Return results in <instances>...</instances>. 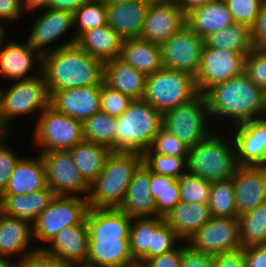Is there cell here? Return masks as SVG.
<instances>
[{
    "instance_id": "18",
    "label": "cell",
    "mask_w": 266,
    "mask_h": 267,
    "mask_svg": "<svg viewBox=\"0 0 266 267\" xmlns=\"http://www.w3.org/2000/svg\"><path fill=\"white\" fill-rule=\"evenodd\" d=\"M229 127L238 166H266V116Z\"/></svg>"
},
{
    "instance_id": "29",
    "label": "cell",
    "mask_w": 266,
    "mask_h": 267,
    "mask_svg": "<svg viewBox=\"0 0 266 267\" xmlns=\"http://www.w3.org/2000/svg\"><path fill=\"white\" fill-rule=\"evenodd\" d=\"M164 221L175 231L181 242H186L211 218L209 204L179 202L163 216Z\"/></svg>"
},
{
    "instance_id": "48",
    "label": "cell",
    "mask_w": 266,
    "mask_h": 267,
    "mask_svg": "<svg viewBox=\"0 0 266 267\" xmlns=\"http://www.w3.org/2000/svg\"><path fill=\"white\" fill-rule=\"evenodd\" d=\"M9 142L4 141L0 145V194L4 191L11 178V173L18 160L22 156L15 154L11 147H8Z\"/></svg>"
},
{
    "instance_id": "26",
    "label": "cell",
    "mask_w": 266,
    "mask_h": 267,
    "mask_svg": "<svg viewBox=\"0 0 266 267\" xmlns=\"http://www.w3.org/2000/svg\"><path fill=\"white\" fill-rule=\"evenodd\" d=\"M47 187L45 167L38 157H21L11 173L8 185L0 195H23Z\"/></svg>"
},
{
    "instance_id": "35",
    "label": "cell",
    "mask_w": 266,
    "mask_h": 267,
    "mask_svg": "<svg viewBox=\"0 0 266 267\" xmlns=\"http://www.w3.org/2000/svg\"><path fill=\"white\" fill-rule=\"evenodd\" d=\"M239 231L243 248L266 244V202L239 216Z\"/></svg>"
},
{
    "instance_id": "50",
    "label": "cell",
    "mask_w": 266,
    "mask_h": 267,
    "mask_svg": "<svg viewBox=\"0 0 266 267\" xmlns=\"http://www.w3.org/2000/svg\"><path fill=\"white\" fill-rule=\"evenodd\" d=\"M213 267H245V248L239 246L214 254Z\"/></svg>"
},
{
    "instance_id": "42",
    "label": "cell",
    "mask_w": 266,
    "mask_h": 267,
    "mask_svg": "<svg viewBox=\"0 0 266 267\" xmlns=\"http://www.w3.org/2000/svg\"><path fill=\"white\" fill-rule=\"evenodd\" d=\"M188 157L143 155V163L152 173L178 179L187 172Z\"/></svg>"
},
{
    "instance_id": "22",
    "label": "cell",
    "mask_w": 266,
    "mask_h": 267,
    "mask_svg": "<svg viewBox=\"0 0 266 267\" xmlns=\"http://www.w3.org/2000/svg\"><path fill=\"white\" fill-rule=\"evenodd\" d=\"M231 178L237 218L266 202V166H238Z\"/></svg>"
},
{
    "instance_id": "59",
    "label": "cell",
    "mask_w": 266,
    "mask_h": 267,
    "mask_svg": "<svg viewBox=\"0 0 266 267\" xmlns=\"http://www.w3.org/2000/svg\"><path fill=\"white\" fill-rule=\"evenodd\" d=\"M11 130L0 121V145L6 140L9 139V135H11Z\"/></svg>"
},
{
    "instance_id": "21",
    "label": "cell",
    "mask_w": 266,
    "mask_h": 267,
    "mask_svg": "<svg viewBox=\"0 0 266 267\" xmlns=\"http://www.w3.org/2000/svg\"><path fill=\"white\" fill-rule=\"evenodd\" d=\"M101 85L54 91L50 95V106L56 111L84 122L101 111Z\"/></svg>"
},
{
    "instance_id": "24",
    "label": "cell",
    "mask_w": 266,
    "mask_h": 267,
    "mask_svg": "<svg viewBox=\"0 0 266 267\" xmlns=\"http://www.w3.org/2000/svg\"><path fill=\"white\" fill-rule=\"evenodd\" d=\"M150 181L151 171L142 162L135 170L125 198L118 209L132 218L159 216L150 194Z\"/></svg>"
},
{
    "instance_id": "52",
    "label": "cell",
    "mask_w": 266,
    "mask_h": 267,
    "mask_svg": "<svg viewBox=\"0 0 266 267\" xmlns=\"http://www.w3.org/2000/svg\"><path fill=\"white\" fill-rule=\"evenodd\" d=\"M184 244L182 245V267H213L212 254L196 251L186 242Z\"/></svg>"
},
{
    "instance_id": "43",
    "label": "cell",
    "mask_w": 266,
    "mask_h": 267,
    "mask_svg": "<svg viewBox=\"0 0 266 267\" xmlns=\"http://www.w3.org/2000/svg\"><path fill=\"white\" fill-rule=\"evenodd\" d=\"M189 147L174 134L160 128L147 151L142 155H167L172 157H188Z\"/></svg>"
},
{
    "instance_id": "27",
    "label": "cell",
    "mask_w": 266,
    "mask_h": 267,
    "mask_svg": "<svg viewBox=\"0 0 266 267\" xmlns=\"http://www.w3.org/2000/svg\"><path fill=\"white\" fill-rule=\"evenodd\" d=\"M185 23L204 39L210 33L227 28L235 22L224 0H212L188 12Z\"/></svg>"
},
{
    "instance_id": "32",
    "label": "cell",
    "mask_w": 266,
    "mask_h": 267,
    "mask_svg": "<svg viewBox=\"0 0 266 267\" xmlns=\"http://www.w3.org/2000/svg\"><path fill=\"white\" fill-rule=\"evenodd\" d=\"M118 58L146 76L163 67L161 45L140 38L123 40Z\"/></svg>"
},
{
    "instance_id": "40",
    "label": "cell",
    "mask_w": 266,
    "mask_h": 267,
    "mask_svg": "<svg viewBox=\"0 0 266 267\" xmlns=\"http://www.w3.org/2000/svg\"><path fill=\"white\" fill-rule=\"evenodd\" d=\"M107 6L99 0H89L73 13V27L77 38L81 33L107 25ZM77 27V28H76Z\"/></svg>"
},
{
    "instance_id": "6",
    "label": "cell",
    "mask_w": 266,
    "mask_h": 267,
    "mask_svg": "<svg viewBox=\"0 0 266 267\" xmlns=\"http://www.w3.org/2000/svg\"><path fill=\"white\" fill-rule=\"evenodd\" d=\"M162 127V113L144 99L132 100L117 117L114 152L143 154Z\"/></svg>"
},
{
    "instance_id": "45",
    "label": "cell",
    "mask_w": 266,
    "mask_h": 267,
    "mask_svg": "<svg viewBox=\"0 0 266 267\" xmlns=\"http://www.w3.org/2000/svg\"><path fill=\"white\" fill-rule=\"evenodd\" d=\"M235 23L251 28L265 0H224Z\"/></svg>"
},
{
    "instance_id": "60",
    "label": "cell",
    "mask_w": 266,
    "mask_h": 267,
    "mask_svg": "<svg viewBox=\"0 0 266 267\" xmlns=\"http://www.w3.org/2000/svg\"><path fill=\"white\" fill-rule=\"evenodd\" d=\"M99 1H101L105 6H111L114 4L125 2V0H99Z\"/></svg>"
},
{
    "instance_id": "11",
    "label": "cell",
    "mask_w": 266,
    "mask_h": 267,
    "mask_svg": "<svg viewBox=\"0 0 266 267\" xmlns=\"http://www.w3.org/2000/svg\"><path fill=\"white\" fill-rule=\"evenodd\" d=\"M88 209L87 198L55 195L32 224L33 239L47 244L66 226L81 224Z\"/></svg>"
},
{
    "instance_id": "20",
    "label": "cell",
    "mask_w": 266,
    "mask_h": 267,
    "mask_svg": "<svg viewBox=\"0 0 266 267\" xmlns=\"http://www.w3.org/2000/svg\"><path fill=\"white\" fill-rule=\"evenodd\" d=\"M0 43V76L5 80L21 81L42 74V55L35 51L26 41ZM5 43V46H3ZM3 44V45H2ZM38 62V66L35 63ZM35 65V66H34ZM38 67V73L33 75V67Z\"/></svg>"
},
{
    "instance_id": "9",
    "label": "cell",
    "mask_w": 266,
    "mask_h": 267,
    "mask_svg": "<svg viewBox=\"0 0 266 267\" xmlns=\"http://www.w3.org/2000/svg\"><path fill=\"white\" fill-rule=\"evenodd\" d=\"M209 125H212V121L207 100L201 93L189 102L162 113V127L189 148L214 131L213 126Z\"/></svg>"
},
{
    "instance_id": "51",
    "label": "cell",
    "mask_w": 266,
    "mask_h": 267,
    "mask_svg": "<svg viewBox=\"0 0 266 267\" xmlns=\"http://www.w3.org/2000/svg\"><path fill=\"white\" fill-rule=\"evenodd\" d=\"M254 49H266V0L263 2L253 26L250 28Z\"/></svg>"
},
{
    "instance_id": "23",
    "label": "cell",
    "mask_w": 266,
    "mask_h": 267,
    "mask_svg": "<svg viewBox=\"0 0 266 267\" xmlns=\"http://www.w3.org/2000/svg\"><path fill=\"white\" fill-rule=\"evenodd\" d=\"M37 248L72 264L86 263L88 255L86 219L81 224L66 226L48 242V246L38 245Z\"/></svg>"
},
{
    "instance_id": "25",
    "label": "cell",
    "mask_w": 266,
    "mask_h": 267,
    "mask_svg": "<svg viewBox=\"0 0 266 267\" xmlns=\"http://www.w3.org/2000/svg\"><path fill=\"white\" fill-rule=\"evenodd\" d=\"M152 0H132L107 6V24L124 40L140 38Z\"/></svg>"
},
{
    "instance_id": "58",
    "label": "cell",
    "mask_w": 266,
    "mask_h": 267,
    "mask_svg": "<svg viewBox=\"0 0 266 267\" xmlns=\"http://www.w3.org/2000/svg\"><path fill=\"white\" fill-rule=\"evenodd\" d=\"M177 5L183 10L185 14L190 12L196 7L205 5L212 0H174Z\"/></svg>"
},
{
    "instance_id": "33",
    "label": "cell",
    "mask_w": 266,
    "mask_h": 267,
    "mask_svg": "<svg viewBox=\"0 0 266 267\" xmlns=\"http://www.w3.org/2000/svg\"><path fill=\"white\" fill-rule=\"evenodd\" d=\"M68 151L80 175L88 185H90L103 170L105 161L111 153L108 147L86 140L76 144Z\"/></svg>"
},
{
    "instance_id": "15",
    "label": "cell",
    "mask_w": 266,
    "mask_h": 267,
    "mask_svg": "<svg viewBox=\"0 0 266 267\" xmlns=\"http://www.w3.org/2000/svg\"><path fill=\"white\" fill-rule=\"evenodd\" d=\"M186 243L194 250L216 254L239 246V218L212 217L198 229Z\"/></svg>"
},
{
    "instance_id": "62",
    "label": "cell",
    "mask_w": 266,
    "mask_h": 267,
    "mask_svg": "<svg viewBox=\"0 0 266 267\" xmlns=\"http://www.w3.org/2000/svg\"><path fill=\"white\" fill-rule=\"evenodd\" d=\"M125 267H147V266L144 263H140V262L136 261L132 264L126 265Z\"/></svg>"
},
{
    "instance_id": "19",
    "label": "cell",
    "mask_w": 266,
    "mask_h": 267,
    "mask_svg": "<svg viewBox=\"0 0 266 267\" xmlns=\"http://www.w3.org/2000/svg\"><path fill=\"white\" fill-rule=\"evenodd\" d=\"M186 14L174 0L152 1L140 39L162 45L185 26Z\"/></svg>"
},
{
    "instance_id": "4",
    "label": "cell",
    "mask_w": 266,
    "mask_h": 267,
    "mask_svg": "<svg viewBox=\"0 0 266 267\" xmlns=\"http://www.w3.org/2000/svg\"><path fill=\"white\" fill-rule=\"evenodd\" d=\"M143 162V155L132 152H111L103 170L89 185V208H119L135 170Z\"/></svg>"
},
{
    "instance_id": "10",
    "label": "cell",
    "mask_w": 266,
    "mask_h": 267,
    "mask_svg": "<svg viewBox=\"0 0 266 267\" xmlns=\"http://www.w3.org/2000/svg\"><path fill=\"white\" fill-rule=\"evenodd\" d=\"M34 144L40 152L69 150L84 140L82 122L56 111L50 105L39 115L34 126Z\"/></svg>"
},
{
    "instance_id": "1",
    "label": "cell",
    "mask_w": 266,
    "mask_h": 267,
    "mask_svg": "<svg viewBox=\"0 0 266 267\" xmlns=\"http://www.w3.org/2000/svg\"><path fill=\"white\" fill-rule=\"evenodd\" d=\"M88 255L94 267H125L136 262L130 253L132 217L118 208H89L86 215Z\"/></svg>"
},
{
    "instance_id": "37",
    "label": "cell",
    "mask_w": 266,
    "mask_h": 267,
    "mask_svg": "<svg viewBox=\"0 0 266 267\" xmlns=\"http://www.w3.org/2000/svg\"><path fill=\"white\" fill-rule=\"evenodd\" d=\"M164 222L162 216L134 217L130 227V253L139 261L151 247L152 233Z\"/></svg>"
},
{
    "instance_id": "41",
    "label": "cell",
    "mask_w": 266,
    "mask_h": 267,
    "mask_svg": "<svg viewBox=\"0 0 266 267\" xmlns=\"http://www.w3.org/2000/svg\"><path fill=\"white\" fill-rule=\"evenodd\" d=\"M178 180L180 201L209 204L212 182L186 172Z\"/></svg>"
},
{
    "instance_id": "36",
    "label": "cell",
    "mask_w": 266,
    "mask_h": 267,
    "mask_svg": "<svg viewBox=\"0 0 266 267\" xmlns=\"http://www.w3.org/2000/svg\"><path fill=\"white\" fill-rule=\"evenodd\" d=\"M117 118L99 111L82 123L83 138L86 141L108 147L114 152Z\"/></svg>"
},
{
    "instance_id": "63",
    "label": "cell",
    "mask_w": 266,
    "mask_h": 267,
    "mask_svg": "<svg viewBox=\"0 0 266 267\" xmlns=\"http://www.w3.org/2000/svg\"><path fill=\"white\" fill-rule=\"evenodd\" d=\"M71 267H94V266L84 263V264H72Z\"/></svg>"
},
{
    "instance_id": "47",
    "label": "cell",
    "mask_w": 266,
    "mask_h": 267,
    "mask_svg": "<svg viewBox=\"0 0 266 267\" xmlns=\"http://www.w3.org/2000/svg\"><path fill=\"white\" fill-rule=\"evenodd\" d=\"M244 73L266 92V49H252L246 56Z\"/></svg>"
},
{
    "instance_id": "46",
    "label": "cell",
    "mask_w": 266,
    "mask_h": 267,
    "mask_svg": "<svg viewBox=\"0 0 266 267\" xmlns=\"http://www.w3.org/2000/svg\"><path fill=\"white\" fill-rule=\"evenodd\" d=\"M101 111L112 117H120L128 108L132 99L107 85L104 81L101 84Z\"/></svg>"
},
{
    "instance_id": "8",
    "label": "cell",
    "mask_w": 266,
    "mask_h": 267,
    "mask_svg": "<svg viewBox=\"0 0 266 267\" xmlns=\"http://www.w3.org/2000/svg\"><path fill=\"white\" fill-rule=\"evenodd\" d=\"M7 89H0V119L10 130L14 128L12 123L15 118L34 115V112L40 115L50 105V95L43 74L14 81Z\"/></svg>"
},
{
    "instance_id": "64",
    "label": "cell",
    "mask_w": 266,
    "mask_h": 267,
    "mask_svg": "<svg viewBox=\"0 0 266 267\" xmlns=\"http://www.w3.org/2000/svg\"><path fill=\"white\" fill-rule=\"evenodd\" d=\"M0 267H8L3 261H0Z\"/></svg>"
},
{
    "instance_id": "2",
    "label": "cell",
    "mask_w": 266,
    "mask_h": 267,
    "mask_svg": "<svg viewBox=\"0 0 266 267\" xmlns=\"http://www.w3.org/2000/svg\"><path fill=\"white\" fill-rule=\"evenodd\" d=\"M204 95L215 127L218 119L221 125L225 121L234 126L265 117L266 92L245 73L211 87Z\"/></svg>"
},
{
    "instance_id": "39",
    "label": "cell",
    "mask_w": 266,
    "mask_h": 267,
    "mask_svg": "<svg viewBox=\"0 0 266 267\" xmlns=\"http://www.w3.org/2000/svg\"><path fill=\"white\" fill-rule=\"evenodd\" d=\"M209 208L212 217H237L232 178L212 182Z\"/></svg>"
},
{
    "instance_id": "28",
    "label": "cell",
    "mask_w": 266,
    "mask_h": 267,
    "mask_svg": "<svg viewBox=\"0 0 266 267\" xmlns=\"http://www.w3.org/2000/svg\"><path fill=\"white\" fill-rule=\"evenodd\" d=\"M147 76L118 57L104 63L103 81L132 100L143 99Z\"/></svg>"
},
{
    "instance_id": "13",
    "label": "cell",
    "mask_w": 266,
    "mask_h": 267,
    "mask_svg": "<svg viewBox=\"0 0 266 267\" xmlns=\"http://www.w3.org/2000/svg\"><path fill=\"white\" fill-rule=\"evenodd\" d=\"M246 56L237 51L212 48L204 43L196 77L198 92L204 95L211 87L243 74Z\"/></svg>"
},
{
    "instance_id": "49",
    "label": "cell",
    "mask_w": 266,
    "mask_h": 267,
    "mask_svg": "<svg viewBox=\"0 0 266 267\" xmlns=\"http://www.w3.org/2000/svg\"><path fill=\"white\" fill-rule=\"evenodd\" d=\"M18 267H71L72 263L47 254L43 249L31 253Z\"/></svg>"
},
{
    "instance_id": "56",
    "label": "cell",
    "mask_w": 266,
    "mask_h": 267,
    "mask_svg": "<svg viewBox=\"0 0 266 267\" xmlns=\"http://www.w3.org/2000/svg\"><path fill=\"white\" fill-rule=\"evenodd\" d=\"M89 0H51L48 8L53 10H66L74 13L80 6Z\"/></svg>"
},
{
    "instance_id": "17",
    "label": "cell",
    "mask_w": 266,
    "mask_h": 267,
    "mask_svg": "<svg viewBox=\"0 0 266 267\" xmlns=\"http://www.w3.org/2000/svg\"><path fill=\"white\" fill-rule=\"evenodd\" d=\"M33 242L35 241L31 223L21 217L0 212V260L7 266L19 265L38 249ZM14 256L18 259L11 260Z\"/></svg>"
},
{
    "instance_id": "3",
    "label": "cell",
    "mask_w": 266,
    "mask_h": 267,
    "mask_svg": "<svg viewBox=\"0 0 266 267\" xmlns=\"http://www.w3.org/2000/svg\"><path fill=\"white\" fill-rule=\"evenodd\" d=\"M42 74L51 95L57 90L101 85L104 63L75 43L42 55Z\"/></svg>"
},
{
    "instance_id": "16",
    "label": "cell",
    "mask_w": 266,
    "mask_h": 267,
    "mask_svg": "<svg viewBox=\"0 0 266 267\" xmlns=\"http://www.w3.org/2000/svg\"><path fill=\"white\" fill-rule=\"evenodd\" d=\"M71 27H73L72 12L46 8L36 18L26 41L35 51L44 55L45 53L76 43V38L73 36L67 42L56 45L53 48L51 47L52 43L67 35L68 31L72 29Z\"/></svg>"
},
{
    "instance_id": "57",
    "label": "cell",
    "mask_w": 266,
    "mask_h": 267,
    "mask_svg": "<svg viewBox=\"0 0 266 267\" xmlns=\"http://www.w3.org/2000/svg\"><path fill=\"white\" fill-rule=\"evenodd\" d=\"M51 0H21V6L25 13L29 11H36L37 9L40 11L48 8Z\"/></svg>"
},
{
    "instance_id": "30",
    "label": "cell",
    "mask_w": 266,
    "mask_h": 267,
    "mask_svg": "<svg viewBox=\"0 0 266 267\" xmlns=\"http://www.w3.org/2000/svg\"><path fill=\"white\" fill-rule=\"evenodd\" d=\"M123 38L108 24L81 33L76 44L103 63L119 57Z\"/></svg>"
},
{
    "instance_id": "54",
    "label": "cell",
    "mask_w": 266,
    "mask_h": 267,
    "mask_svg": "<svg viewBox=\"0 0 266 267\" xmlns=\"http://www.w3.org/2000/svg\"><path fill=\"white\" fill-rule=\"evenodd\" d=\"M23 13L20 0H0V21L3 24L17 22Z\"/></svg>"
},
{
    "instance_id": "12",
    "label": "cell",
    "mask_w": 266,
    "mask_h": 267,
    "mask_svg": "<svg viewBox=\"0 0 266 267\" xmlns=\"http://www.w3.org/2000/svg\"><path fill=\"white\" fill-rule=\"evenodd\" d=\"M39 154L45 167L47 186L55 195L87 198L89 185L80 175L68 150Z\"/></svg>"
},
{
    "instance_id": "55",
    "label": "cell",
    "mask_w": 266,
    "mask_h": 267,
    "mask_svg": "<svg viewBox=\"0 0 266 267\" xmlns=\"http://www.w3.org/2000/svg\"><path fill=\"white\" fill-rule=\"evenodd\" d=\"M245 267H266V244L245 248Z\"/></svg>"
},
{
    "instance_id": "38",
    "label": "cell",
    "mask_w": 266,
    "mask_h": 267,
    "mask_svg": "<svg viewBox=\"0 0 266 267\" xmlns=\"http://www.w3.org/2000/svg\"><path fill=\"white\" fill-rule=\"evenodd\" d=\"M150 194L157 214L163 217L180 202L178 180L151 172Z\"/></svg>"
},
{
    "instance_id": "31",
    "label": "cell",
    "mask_w": 266,
    "mask_h": 267,
    "mask_svg": "<svg viewBox=\"0 0 266 267\" xmlns=\"http://www.w3.org/2000/svg\"><path fill=\"white\" fill-rule=\"evenodd\" d=\"M54 197L55 194L48 186L29 194L0 195V212L21 217L33 224Z\"/></svg>"
},
{
    "instance_id": "5",
    "label": "cell",
    "mask_w": 266,
    "mask_h": 267,
    "mask_svg": "<svg viewBox=\"0 0 266 267\" xmlns=\"http://www.w3.org/2000/svg\"><path fill=\"white\" fill-rule=\"evenodd\" d=\"M215 131L190 147L187 158V172L210 182L231 178L238 167L235 143L230 132L227 136L225 131L222 136L221 132ZM224 137L229 139L225 140Z\"/></svg>"
},
{
    "instance_id": "14",
    "label": "cell",
    "mask_w": 266,
    "mask_h": 267,
    "mask_svg": "<svg viewBox=\"0 0 266 267\" xmlns=\"http://www.w3.org/2000/svg\"><path fill=\"white\" fill-rule=\"evenodd\" d=\"M204 39L186 24L161 45L163 67L197 77Z\"/></svg>"
},
{
    "instance_id": "34",
    "label": "cell",
    "mask_w": 266,
    "mask_h": 267,
    "mask_svg": "<svg viewBox=\"0 0 266 267\" xmlns=\"http://www.w3.org/2000/svg\"><path fill=\"white\" fill-rule=\"evenodd\" d=\"M204 43L212 48L237 51L243 55H248L253 49L250 28L238 23L210 33L204 38Z\"/></svg>"
},
{
    "instance_id": "53",
    "label": "cell",
    "mask_w": 266,
    "mask_h": 267,
    "mask_svg": "<svg viewBox=\"0 0 266 267\" xmlns=\"http://www.w3.org/2000/svg\"><path fill=\"white\" fill-rule=\"evenodd\" d=\"M144 264L147 267H182V245L170 252L152 257Z\"/></svg>"
},
{
    "instance_id": "44",
    "label": "cell",
    "mask_w": 266,
    "mask_h": 267,
    "mask_svg": "<svg viewBox=\"0 0 266 267\" xmlns=\"http://www.w3.org/2000/svg\"><path fill=\"white\" fill-rule=\"evenodd\" d=\"M181 240L175 231L164 221L153 233L151 247L148 252L138 261L145 263L148 259L170 252L176 249ZM177 242V243H176Z\"/></svg>"
},
{
    "instance_id": "7",
    "label": "cell",
    "mask_w": 266,
    "mask_h": 267,
    "mask_svg": "<svg viewBox=\"0 0 266 267\" xmlns=\"http://www.w3.org/2000/svg\"><path fill=\"white\" fill-rule=\"evenodd\" d=\"M198 94L195 77L162 67L147 76L143 99L163 113L189 102Z\"/></svg>"
},
{
    "instance_id": "61",
    "label": "cell",
    "mask_w": 266,
    "mask_h": 267,
    "mask_svg": "<svg viewBox=\"0 0 266 267\" xmlns=\"http://www.w3.org/2000/svg\"><path fill=\"white\" fill-rule=\"evenodd\" d=\"M6 27H4V24L0 21V43L5 39L6 34Z\"/></svg>"
}]
</instances>
